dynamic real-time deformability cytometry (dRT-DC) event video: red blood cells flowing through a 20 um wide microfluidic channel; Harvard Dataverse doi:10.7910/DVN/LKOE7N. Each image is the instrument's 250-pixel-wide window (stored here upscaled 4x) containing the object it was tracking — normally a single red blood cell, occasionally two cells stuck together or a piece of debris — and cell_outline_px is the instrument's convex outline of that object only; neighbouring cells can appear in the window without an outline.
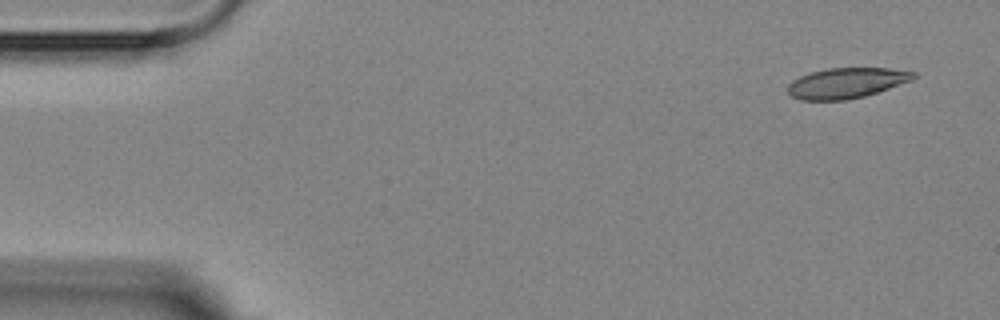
{"species": "Egyptian fruit bat (a non-hibernating species)", "species_latin": "Rousettus aegyptiacus", "temperature_condition": "room temperature", "stored_images_in_passage": 6, "camera_frame_rate_fps": 3000, "um_per_image_px": 0.085, "animal": {"sex": "female"}, "frame": {"image": 1, "passage_image": 1, "time_ms": 0.0, "image_size_px": [1000, 320], "cell_outline_px": [[916, 76], [912, 80], [864, 96], [844, 100], [800, 100], [792, 96], [788, 92], [788, 84], [792, 80], [808, 72], [824, 68], [888, 68], [916, 72]], "centroid_in_image_um": [71.91, 7.04], "position_along_channel_um": 13.1, "area_um2": 22.25}}
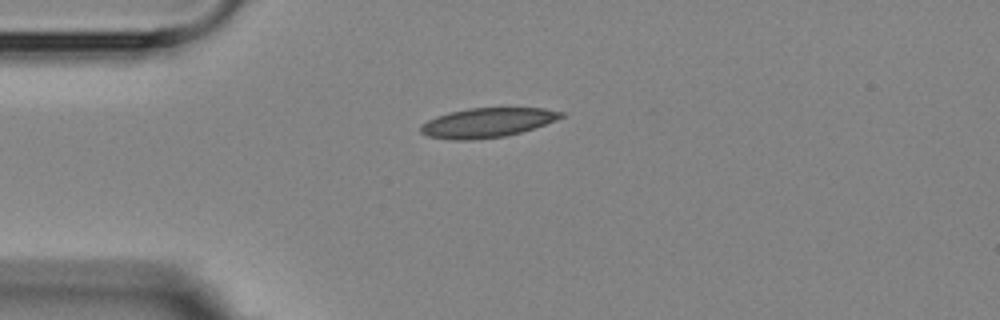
{"frame": {"image": 2, "passage_image": 4, "time_ms": 3.333, "image_size_px": [1000, 320], "cell_outline_px": [[564, 116], [556, 120], [520, 132], [504, 136], [472, 140], [452, 140], [428, 136], [420, 132], [420, 124], [436, 116], [448, 112], [468, 108], [544, 108], [564, 112]], "centroid_in_image_um": [41.37, 10.42], "position_along_channel_um": 43.6, "area_um2": 24.04}}
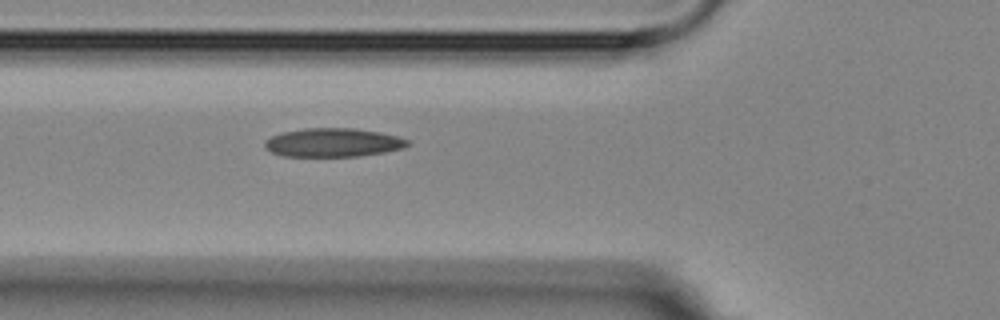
{"frame": {"image": 3, "passage_image": 6, "time_ms": 5.333, "image_size_px": [1000, 320], "cell_outline_px": [[412, 144], [404, 148], [384, 152], [360, 156], [284, 156], [272, 152], [264, 148], [264, 140], [280, 132], [304, 128], [352, 128], [380, 132], [396, 136], [408, 140]], "centroid_in_image_um": [28.3, 12.11], "position_along_channel_um": 97.5, "area_um2": 23.99}}